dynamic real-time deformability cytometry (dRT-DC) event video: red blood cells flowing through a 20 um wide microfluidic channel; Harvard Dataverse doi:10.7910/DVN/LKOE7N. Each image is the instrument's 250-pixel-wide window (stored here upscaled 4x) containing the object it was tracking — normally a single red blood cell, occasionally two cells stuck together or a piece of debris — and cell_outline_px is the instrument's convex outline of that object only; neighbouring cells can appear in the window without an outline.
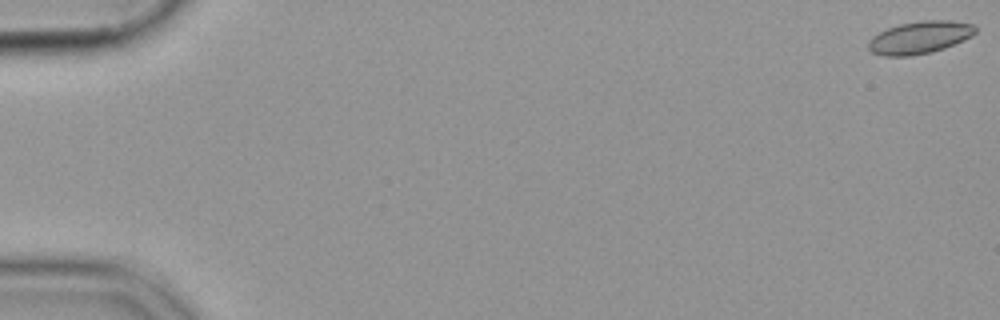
{"species": "common noctule bat (a hibernating species)", "species_latin": "Nyctalus noctula", "temperature_condition": "cold", "stored_images_in_passage": 19, "camera_frame_rate_fps": 3000, "um_per_image_px": 0.085, "animal": {"sex": "female", "body_mass_g": 19.9}, "frame": {"image": 1, "passage_image": 1, "time_ms": 0.0, "image_size_px": [1000, 320], "cell_outline_px": [[976, 32], [972, 36], [944, 48], [932, 52], [912, 56], [880, 56], [872, 52], [868, 48], [868, 40], [872, 36], [888, 28], [900, 24], [924, 20], [948, 20], [972, 24], [976, 28]], "centroid_in_image_um": [78.15, 3.19], "position_along_channel_um": 6.9, "area_um2": 20.23}}
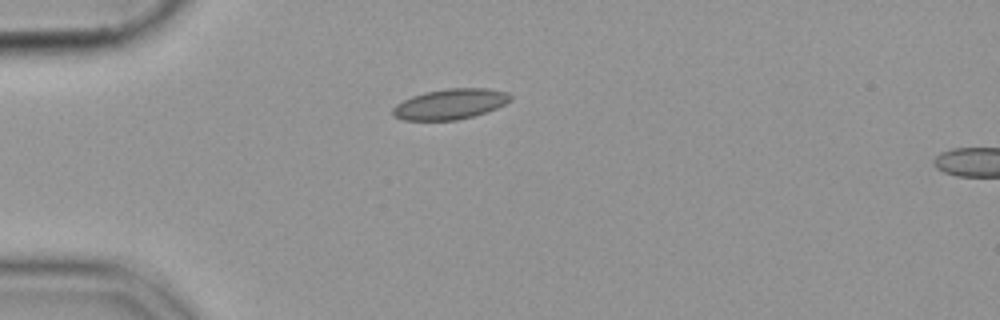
{"frame": {"image": 2, "passage_image": 16, "time_ms": 5.0, "image_size_px": [1000, 320], "cell_outline_px": [[512, 100], [488, 112], [456, 120], [404, 120], [392, 116], [392, 108], [396, 104], [412, 96], [424, 92], [448, 88], [488, 88], [508, 92], [512, 96]], "centroid_in_image_um": [38.28, 8.84], "position_along_channel_um": 46.7, "area_um2": 20.98}}